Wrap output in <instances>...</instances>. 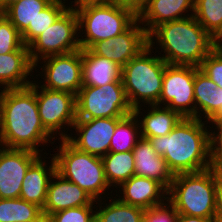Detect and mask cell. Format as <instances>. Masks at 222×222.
I'll use <instances>...</instances> for the list:
<instances>
[{
	"mask_svg": "<svg viewBox=\"0 0 222 222\" xmlns=\"http://www.w3.org/2000/svg\"><path fill=\"white\" fill-rule=\"evenodd\" d=\"M36 100L44 128L54 137L59 135V140L66 139L69 136L68 128L71 129L77 119L76 95L43 88L36 81Z\"/></svg>",
	"mask_w": 222,
	"mask_h": 222,
	"instance_id": "30bf717a",
	"label": "cell"
},
{
	"mask_svg": "<svg viewBox=\"0 0 222 222\" xmlns=\"http://www.w3.org/2000/svg\"><path fill=\"white\" fill-rule=\"evenodd\" d=\"M212 41L215 48H219L222 45V27L220 30L212 37Z\"/></svg>",
	"mask_w": 222,
	"mask_h": 222,
	"instance_id": "60d3db41",
	"label": "cell"
},
{
	"mask_svg": "<svg viewBox=\"0 0 222 222\" xmlns=\"http://www.w3.org/2000/svg\"><path fill=\"white\" fill-rule=\"evenodd\" d=\"M53 0H16L9 3L1 12L22 34L33 20Z\"/></svg>",
	"mask_w": 222,
	"mask_h": 222,
	"instance_id": "83f0119b",
	"label": "cell"
},
{
	"mask_svg": "<svg viewBox=\"0 0 222 222\" xmlns=\"http://www.w3.org/2000/svg\"><path fill=\"white\" fill-rule=\"evenodd\" d=\"M140 136V125L134 113L122 118L111 138L109 152L132 151Z\"/></svg>",
	"mask_w": 222,
	"mask_h": 222,
	"instance_id": "f1b7e54d",
	"label": "cell"
},
{
	"mask_svg": "<svg viewBox=\"0 0 222 222\" xmlns=\"http://www.w3.org/2000/svg\"><path fill=\"white\" fill-rule=\"evenodd\" d=\"M142 107L143 105L134 108L133 113L139 119L140 136L148 140L152 137H160L169 134L183 118L178 112L166 106H159L156 104L148 105L149 109L146 110L147 113ZM141 110L144 111V114Z\"/></svg>",
	"mask_w": 222,
	"mask_h": 222,
	"instance_id": "603a6c76",
	"label": "cell"
},
{
	"mask_svg": "<svg viewBox=\"0 0 222 222\" xmlns=\"http://www.w3.org/2000/svg\"><path fill=\"white\" fill-rule=\"evenodd\" d=\"M215 219L217 222H222V181H219L217 192H216V209Z\"/></svg>",
	"mask_w": 222,
	"mask_h": 222,
	"instance_id": "74e56055",
	"label": "cell"
},
{
	"mask_svg": "<svg viewBox=\"0 0 222 222\" xmlns=\"http://www.w3.org/2000/svg\"><path fill=\"white\" fill-rule=\"evenodd\" d=\"M0 90L2 147L28 149L42 155L44 148L40 150L38 147L52 144L57 137L55 139L41 122L36 100V81L26 87Z\"/></svg>",
	"mask_w": 222,
	"mask_h": 222,
	"instance_id": "6da1fadb",
	"label": "cell"
},
{
	"mask_svg": "<svg viewBox=\"0 0 222 222\" xmlns=\"http://www.w3.org/2000/svg\"><path fill=\"white\" fill-rule=\"evenodd\" d=\"M78 31L77 12L73 7H69L28 45L31 61L36 64L47 56L80 50Z\"/></svg>",
	"mask_w": 222,
	"mask_h": 222,
	"instance_id": "9c48e42d",
	"label": "cell"
},
{
	"mask_svg": "<svg viewBox=\"0 0 222 222\" xmlns=\"http://www.w3.org/2000/svg\"><path fill=\"white\" fill-rule=\"evenodd\" d=\"M43 81L38 82L43 88L49 90L67 91L77 95L82 88V49L59 55H51L40 59L35 64V71L40 62Z\"/></svg>",
	"mask_w": 222,
	"mask_h": 222,
	"instance_id": "7c38bea8",
	"label": "cell"
},
{
	"mask_svg": "<svg viewBox=\"0 0 222 222\" xmlns=\"http://www.w3.org/2000/svg\"><path fill=\"white\" fill-rule=\"evenodd\" d=\"M122 67L105 57L82 49V87H101L121 79Z\"/></svg>",
	"mask_w": 222,
	"mask_h": 222,
	"instance_id": "cb8c5ba5",
	"label": "cell"
},
{
	"mask_svg": "<svg viewBox=\"0 0 222 222\" xmlns=\"http://www.w3.org/2000/svg\"><path fill=\"white\" fill-rule=\"evenodd\" d=\"M211 130V145H212V166L218 169L222 166V120L210 122Z\"/></svg>",
	"mask_w": 222,
	"mask_h": 222,
	"instance_id": "d590c367",
	"label": "cell"
},
{
	"mask_svg": "<svg viewBox=\"0 0 222 222\" xmlns=\"http://www.w3.org/2000/svg\"><path fill=\"white\" fill-rule=\"evenodd\" d=\"M6 7V0H0V12Z\"/></svg>",
	"mask_w": 222,
	"mask_h": 222,
	"instance_id": "b9f144b4",
	"label": "cell"
},
{
	"mask_svg": "<svg viewBox=\"0 0 222 222\" xmlns=\"http://www.w3.org/2000/svg\"><path fill=\"white\" fill-rule=\"evenodd\" d=\"M67 0H53L39 15L29 24L21 34L24 45L28 46L39 34L52 25L69 7Z\"/></svg>",
	"mask_w": 222,
	"mask_h": 222,
	"instance_id": "f546056e",
	"label": "cell"
},
{
	"mask_svg": "<svg viewBox=\"0 0 222 222\" xmlns=\"http://www.w3.org/2000/svg\"><path fill=\"white\" fill-rule=\"evenodd\" d=\"M194 78L195 66L167 64L159 106H166L183 118H195Z\"/></svg>",
	"mask_w": 222,
	"mask_h": 222,
	"instance_id": "8fae6325",
	"label": "cell"
},
{
	"mask_svg": "<svg viewBox=\"0 0 222 222\" xmlns=\"http://www.w3.org/2000/svg\"><path fill=\"white\" fill-rule=\"evenodd\" d=\"M96 205L72 207L50 214L45 222H95Z\"/></svg>",
	"mask_w": 222,
	"mask_h": 222,
	"instance_id": "d6a6232c",
	"label": "cell"
},
{
	"mask_svg": "<svg viewBox=\"0 0 222 222\" xmlns=\"http://www.w3.org/2000/svg\"><path fill=\"white\" fill-rule=\"evenodd\" d=\"M35 64L31 61L28 46L0 55V88H22L29 86L34 79ZM32 73V75H31ZM29 79V80H28Z\"/></svg>",
	"mask_w": 222,
	"mask_h": 222,
	"instance_id": "44dd1931",
	"label": "cell"
},
{
	"mask_svg": "<svg viewBox=\"0 0 222 222\" xmlns=\"http://www.w3.org/2000/svg\"><path fill=\"white\" fill-rule=\"evenodd\" d=\"M200 70L222 88V50L214 48L203 60Z\"/></svg>",
	"mask_w": 222,
	"mask_h": 222,
	"instance_id": "836d02e7",
	"label": "cell"
},
{
	"mask_svg": "<svg viewBox=\"0 0 222 222\" xmlns=\"http://www.w3.org/2000/svg\"><path fill=\"white\" fill-rule=\"evenodd\" d=\"M219 175H220V179L222 181V166H220L218 169Z\"/></svg>",
	"mask_w": 222,
	"mask_h": 222,
	"instance_id": "7bdbcfd3",
	"label": "cell"
},
{
	"mask_svg": "<svg viewBox=\"0 0 222 222\" xmlns=\"http://www.w3.org/2000/svg\"><path fill=\"white\" fill-rule=\"evenodd\" d=\"M42 158L45 159V157L40 155L26 171L22 182L20 198L43 209L47 198L49 182L56 172V163L54 157H52L48 166L47 160L43 161Z\"/></svg>",
	"mask_w": 222,
	"mask_h": 222,
	"instance_id": "7402d4cb",
	"label": "cell"
},
{
	"mask_svg": "<svg viewBox=\"0 0 222 222\" xmlns=\"http://www.w3.org/2000/svg\"><path fill=\"white\" fill-rule=\"evenodd\" d=\"M57 152L52 156L58 174L77 184L95 201L107 196L105 191L112 187L106 180L101 157L76 149L66 139H61Z\"/></svg>",
	"mask_w": 222,
	"mask_h": 222,
	"instance_id": "8992f818",
	"label": "cell"
},
{
	"mask_svg": "<svg viewBox=\"0 0 222 222\" xmlns=\"http://www.w3.org/2000/svg\"><path fill=\"white\" fill-rule=\"evenodd\" d=\"M155 42L156 47H153ZM148 45L164 52L160 57L167 64L196 67H200L215 48L212 36L193 15L160 24L148 35Z\"/></svg>",
	"mask_w": 222,
	"mask_h": 222,
	"instance_id": "3957f363",
	"label": "cell"
},
{
	"mask_svg": "<svg viewBox=\"0 0 222 222\" xmlns=\"http://www.w3.org/2000/svg\"><path fill=\"white\" fill-rule=\"evenodd\" d=\"M109 198L108 204L103 199L96 201L95 222H143L144 209L122 203L117 197Z\"/></svg>",
	"mask_w": 222,
	"mask_h": 222,
	"instance_id": "484cf974",
	"label": "cell"
},
{
	"mask_svg": "<svg viewBox=\"0 0 222 222\" xmlns=\"http://www.w3.org/2000/svg\"><path fill=\"white\" fill-rule=\"evenodd\" d=\"M149 0H113V3L132 10L137 16L147 6Z\"/></svg>",
	"mask_w": 222,
	"mask_h": 222,
	"instance_id": "8d00e7d4",
	"label": "cell"
},
{
	"mask_svg": "<svg viewBox=\"0 0 222 222\" xmlns=\"http://www.w3.org/2000/svg\"><path fill=\"white\" fill-rule=\"evenodd\" d=\"M178 217L179 214L174 206L166 200L163 204L146 209L143 222H177Z\"/></svg>",
	"mask_w": 222,
	"mask_h": 222,
	"instance_id": "e575fe53",
	"label": "cell"
},
{
	"mask_svg": "<svg viewBox=\"0 0 222 222\" xmlns=\"http://www.w3.org/2000/svg\"><path fill=\"white\" fill-rule=\"evenodd\" d=\"M194 99L195 118L209 123L222 120V88L218 87L196 66Z\"/></svg>",
	"mask_w": 222,
	"mask_h": 222,
	"instance_id": "ffe728a7",
	"label": "cell"
},
{
	"mask_svg": "<svg viewBox=\"0 0 222 222\" xmlns=\"http://www.w3.org/2000/svg\"><path fill=\"white\" fill-rule=\"evenodd\" d=\"M193 16L213 37L222 27V0H194Z\"/></svg>",
	"mask_w": 222,
	"mask_h": 222,
	"instance_id": "4dcf8cb0",
	"label": "cell"
},
{
	"mask_svg": "<svg viewBox=\"0 0 222 222\" xmlns=\"http://www.w3.org/2000/svg\"><path fill=\"white\" fill-rule=\"evenodd\" d=\"M148 46V35L137 19L126 31L104 41L94 43L89 50L119 66H125Z\"/></svg>",
	"mask_w": 222,
	"mask_h": 222,
	"instance_id": "5bb4252c",
	"label": "cell"
},
{
	"mask_svg": "<svg viewBox=\"0 0 222 222\" xmlns=\"http://www.w3.org/2000/svg\"><path fill=\"white\" fill-rule=\"evenodd\" d=\"M106 180L110 187L117 189L123 182L135 175L132 151L108 152L101 157Z\"/></svg>",
	"mask_w": 222,
	"mask_h": 222,
	"instance_id": "d4e9b609",
	"label": "cell"
},
{
	"mask_svg": "<svg viewBox=\"0 0 222 222\" xmlns=\"http://www.w3.org/2000/svg\"><path fill=\"white\" fill-rule=\"evenodd\" d=\"M0 222H45L42 208L19 198L0 199Z\"/></svg>",
	"mask_w": 222,
	"mask_h": 222,
	"instance_id": "4316f807",
	"label": "cell"
},
{
	"mask_svg": "<svg viewBox=\"0 0 222 222\" xmlns=\"http://www.w3.org/2000/svg\"><path fill=\"white\" fill-rule=\"evenodd\" d=\"M24 45L21 33L0 12V55L11 53Z\"/></svg>",
	"mask_w": 222,
	"mask_h": 222,
	"instance_id": "1f68e13d",
	"label": "cell"
},
{
	"mask_svg": "<svg viewBox=\"0 0 222 222\" xmlns=\"http://www.w3.org/2000/svg\"><path fill=\"white\" fill-rule=\"evenodd\" d=\"M95 204L96 201L90 194L55 172L49 182L47 198L42 211L46 219L50 214L58 211Z\"/></svg>",
	"mask_w": 222,
	"mask_h": 222,
	"instance_id": "2e32d148",
	"label": "cell"
},
{
	"mask_svg": "<svg viewBox=\"0 0 222 222\" xmlns=\"http://www.w3.org/2000/svg\"><path fill=\"white\" fill-rule=\"evenodd\" d=\"M132 152L135 176L153 179L168 191L174 179V174L169 169L166 160L153 149L152 143L141 137Z\"/></svg>",
	"mask_w": 222,
	"mask_h": 222,
	"instance_id": "ac0fdd59",
	"label": "cell"
},
{
	"mask_svg": "<svg viewBox=\"0 0 222 222\" xmlns=\"http://www.w3.org/2000/svg\"><path fill=\"white\" fill-rule=\"evenodd\" d=\"M73 8L78 15L79 37H82L79 38L81 49H89L98 41L120 35L138 19L132 10L116 3L88 4Z\"/></svg>",
	"mask_w": 222,
	"mask_h": 222,
	"instance_id": "52a82bcc",
	"label": "cell"
},
{
	"mask_svg": "<svg viewBox=\"0 0 222 222\" xmlns=\"http://www.w3.org/2000/svg\"><path fill=\"white\" fill-rule=\"evenodd\" d=\"M188 10L191 14L187 13ZM192 15H194V0H149L138 15V20L149 35L160 24Z\"/></svg>",
	"mask_w": 222,
	"mask_h": 222,
	"instance_id": "d6986e66",
	"label": "cell"
},
{
	"mask_svg": "<svg viewBox=\"0 0 222 222\" xmlns=\"http://www.w3.org/2000/svg\"><path fill=\"white\" fill-rule=\"evenodd\" d=\"M13 1H16V0H6V6Z\"/></svg>",
	"mask_w": 222,
	"mask_h": 222,
	"instance_id": "ee69618b",
	"label": "cell"
},
{
	"mask_svg": "<svg viewBox=\"0 0 222 222\" xmlns=\"http://www.w3.org/2000/svg\"><path fill=\"white\" fill-rule=\"evenodd\" d=\"M208 124L197 118H182L169 134L149 141L174 175L203 171L212 167V128Z\"/></svg>",
	"mask_w": 222,
	"mask_h": 222,
	"instance_id": "7a4b0ae2",
	"label": "cell"
},
{
	"mask_svg": "<svg viewBox=\"0 0 222 222\" xmlns=\"http://www.w3.org/2000/svg\"><path fill=\"white\" fill-rule=\"evenodd\" d=\"M116 197L125 204L144 210L163 204L168 191L157 181L146 177L132 176L119 187Z\"/></svg>",
	"mask_w": 222,
	"mask_h": 222,
	"instance_id": "e0dca14e",
	"label": "cell"
},
{
	"mask_svg": "<svg viewBox=\"0 0 222 222\" xmlns=\"http://www.w3.org/2000/svg\"><path fill=\"white\" fill-rule=\"evenodd\" d=\"M40 155L28 149H0V199L20 197L26 171Z\"/></svg>",
	"mask_w": 222,
	"mask_h": 222,
	"instance_id": "9a60e30c",
	"label": "cell"
},
{
	"mask_svg": "<svg viewBox=\"0 0 222 222\" xmlns=\"http://www.w3.org/2000/svg\"><path fill=\"white\" fill-rule=\"evenodd\" d=\"M220 175L215 167L174 175L167 200L178 214L201 218L215 217L216 192Z\"/></svg>",
	"mask_w": 222,
	"mask_h": 222,
	"instance_id": "277c9868",
	"label": "cell"
},
{
	"mask_svg": "<svg viewBox=\"0 0 222 222\" xmlns=\"http://www.w3.org/2000/svg\"><path fill=\"white\" fill-rule=\"evenodd\" d=\"M122 118H95L76 120L66 140L76 149L103 157L109 152V145L117 123ZM76 133V134H75ZM76 135V136H72Z\"/></svg>",
	"mask_w": 222,
	"mask_h": 222,
	"instance_id": "4fadbf2b",
	"label": "cell"
},
{
	"mask_svg": "<svg viewBox=\"0 0 222 222\" xmlns=\"http://www.w3.org/2000/svg\"><path fill=\"white\" fill-rule=\"evenodd\" d=\"M70 2H71L69 3L70 5L72 4V2H74V4L70 6L73 7V6H84L88 4H109L113 3V0H74Z\"/></svg>",
	"mask_w": 222,
	"mask_h": 222,
	"instance_id": "ab89813d",
	"label": "cell"
},
{
	"mask_svg": "<svg viewBox=\"0 0 222 222\" xmlns=\"http://www.w3.org/2000/svg\"><path fill=\"white\" fill-rule=\"evenodd\" d=\"M132 113L122 81L82 87L76 95V120L124 118Z\"/></svg>",
	"mask_w": 222,
	"mask_h": 222,
	"instance_id": "ba28073f",
	"label": "cell"
},
{
	"mask_svg": "<svg viewBox=\"0 0 222 222\" xmlns=\"http://www.w3.org/2000/svg\"><path fill=\"white\" fill-rule=\"evenodd\" d=\"M149 45L122 67L121 79L130 106L159 105L167 63L160 55L152 56ZM152 51V52H151ZM142 102V103H141Z\"/></svg>",
	"mask_w": 222,
	"mask_h": 222,
	"instance_id": "5b68a950",
	"label": "cell"
},
{
	"mask_svg": "<svg viewBox=\"0 0 222 222\" xmlns=\"http://www.w3.org/2000/svg\"><path fill=\"white\" fill-rule=\"evenodd\" d=\"M177 222H217L215 217L212 218H201L189 215H181L179 214Z\"/></svg>",
	"mask_w": 222,
	"mask_h": 222,
	"instance_id": "f35d334b",
	"label": "cell"
}]
</instances>
